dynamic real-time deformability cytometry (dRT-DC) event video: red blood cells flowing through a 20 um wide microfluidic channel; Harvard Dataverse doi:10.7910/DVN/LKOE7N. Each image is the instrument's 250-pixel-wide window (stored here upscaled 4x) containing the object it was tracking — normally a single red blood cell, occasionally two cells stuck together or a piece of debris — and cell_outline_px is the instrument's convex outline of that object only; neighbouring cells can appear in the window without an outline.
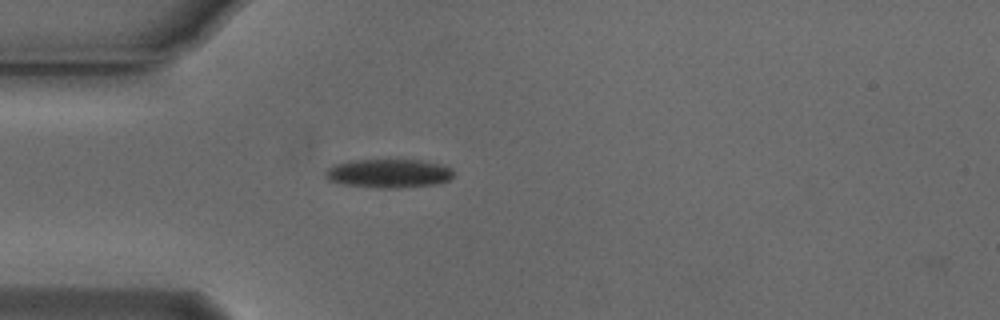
{"species": "Egyptian fruit bat (a non-hibernating species)", "species_latin": "Rousettus aegyptiacus", "temperature_condition": "cold", "stored_images_in_passage": 40, "camera_frame_rate_fps": 3000, "um_per_image_px": 0.085, "animal": {"sex": "male"}, "frame": {"image": 1, "passage_image": 1, "time_ms": 0.0, "image_size_px": [1000, 320], "cell_outline_px": [[452, 176], [448, 180], [432, 184], [396, 188], [380, 188], [344, 184], [328, 180], [324, 176], [324, 172], [332, 164], [352, 160], [388, 156], [420, 160], [444, 164], [452, 168]], "centroid_in_image_um": [32.99, 14.67], "position_along_channel_um": 52.0, "area_um2": 22.43}}
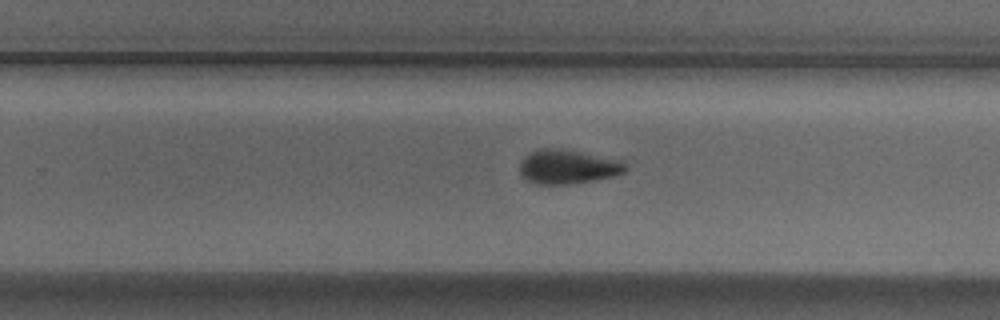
{"frame": {"image": 2, "passage_image": 20, "time_ms": 6.333, "image_size_px": [1000, 320], "cell_outline_px": [[624, 172], [612, 176], [592, 180], [568, 184], [536, 184], [528, 180], [520, 172], [520, 160], [524, 156], [536, 148], [560, 148], [624, 160]], "centroid_in_image_um": [48.22, 14.15], "position_along_channel_um": 281.6, "area_um2": 20.98}}
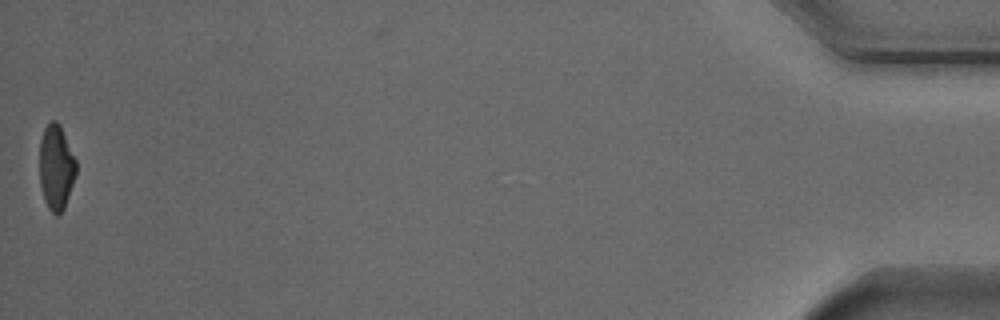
{"frame": {"image": 3, "passage_image": 40, "time_ms": 13.0, "image_size_px": [1000, 320], "cell_outline_px": [[76, 172], [64, 208], [56, 216], [48, 208], [40, 184], [40, 140], [44, 128], [52, 120], [56, 120], [60, 124], [76, 160]], "centroid_in_image_um": [4.77, 14.18], "position_along_channel_um": 430.4, "area_um2": 17.86}, "authors_computed_cell_mechanics": {"area_um2": 21.0103, "velocity_mm_per_s": 3.7697, "shape_relaxation_time_tau1_ms": 3.6113, "shape_relaxation_time_tau2_ms": null, "deformation_change_tau1": 0.1285, "deformation_change_tau2": null}}